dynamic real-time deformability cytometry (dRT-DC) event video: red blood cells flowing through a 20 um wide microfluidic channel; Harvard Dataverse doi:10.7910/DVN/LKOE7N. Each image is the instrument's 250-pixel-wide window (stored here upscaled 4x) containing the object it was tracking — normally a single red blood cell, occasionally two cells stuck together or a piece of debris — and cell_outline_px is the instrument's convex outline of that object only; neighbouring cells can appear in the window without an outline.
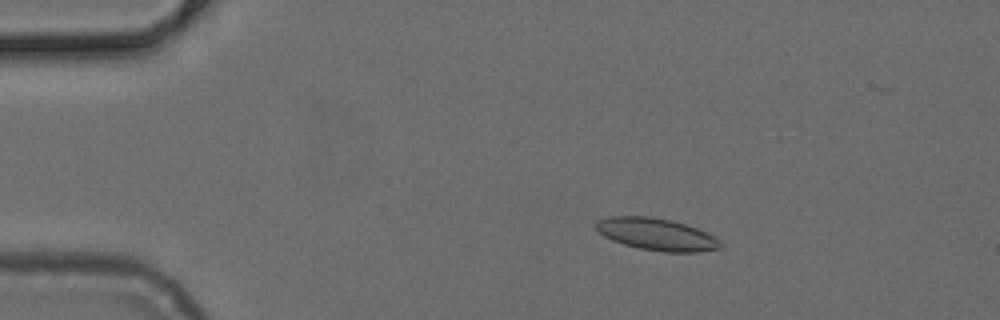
{"species": "common noctule bat (a hibernating species)", "species_latin": "Nyctalus noctula", "temperature_condition": "cold", "stored_images_in_passage": 43, "camera_frame_rate_fps": 3000, "um_per_image_px": 0.085, "animal": {"sex": "female", "body_mass_g": 24.6, "forearm_length_mm": 56.2}, "frame": {"image": 1, "passage_image": 1, "time_ms": 0.0, "image_size_px": [1000, 320], "cell_outline_px": [[720, 248], [696, 252], [664, 252], [640, 248], [624, 244], [612, 240], [604, 236], [596, 228], [596, 220], [608, 216], [648, 216], [672, 220], [708, 232], [720, 240]], "centroid_in_image_um": [55.8, 19.9], "position_along_channel_um": 29.2, "area_um2": 23.18}}
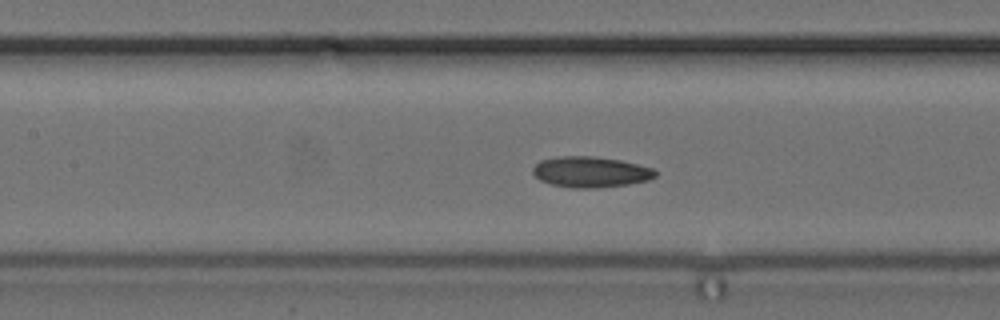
{"frame": {"image": 2, "passage_image": 15, "time_ms": 4.667, "image_size_px": [1000, 320], "cell_outline_px": [[656, 176], [648, 180], [628, 184], [596, 188], [572, 188], [552, 184], [540, 180], [532, 172], [532, 168], [540, 160], [560, 156], [592, 156], [620, 160], [652, 168], [656, 172]], "centroid_in_image_um": [50.18, 14.62], "position_along_channel_um": 157.2, "area_um2": 21.85}}
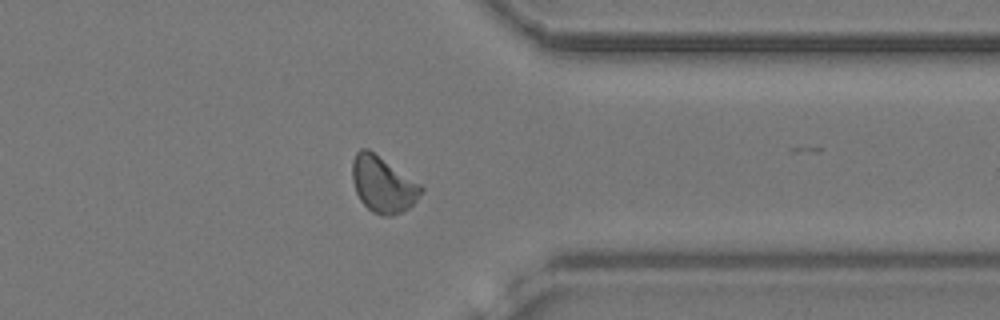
{"frame": {"image": 3, "passage_image": 32, "time_ms": 10.333, "image_size_px": [1000, 320], "cell_outline_px": [[424, 188], [416, 200], [408, 208], [392, 216], [380, 216], [372, 212], [360, 200], [356, 192], [352, 180], [352, 160], [356, 152], [360, 148], [368, 148], [420, 184]], "centroid_in_image_um": [32.51, 15.67], "position_along_channel_um": 378.9, "area_um2": 22.37}}